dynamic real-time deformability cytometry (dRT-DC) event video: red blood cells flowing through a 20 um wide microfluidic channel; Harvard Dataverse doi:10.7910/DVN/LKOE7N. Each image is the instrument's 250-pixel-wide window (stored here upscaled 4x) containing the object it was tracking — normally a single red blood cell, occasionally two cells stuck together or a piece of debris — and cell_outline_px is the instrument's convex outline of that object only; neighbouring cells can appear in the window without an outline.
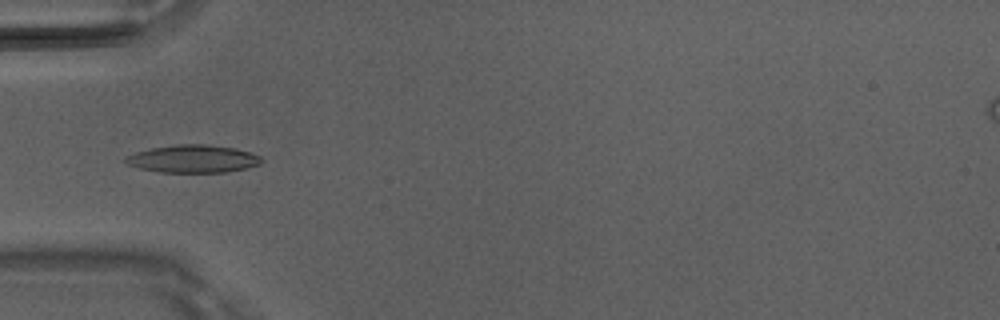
{"species": "Egyptian fruit bat (a non-hibernating species)", "species_latin": "Rousettus aegyptiacus", "temperature_condition": "room temperature", "stored_images_in_passage": 4, "camera_frame_rate_fps": 3000, "um_per_image_px": 0.085, "animal": {"sex": "male"}, "frame": {"image": 1, "passage_image": 4, "time_ms": 1.0, "image_size_px": [1000, 320], "cell_outline_px": [[264, 160], [260, 164], [228, 172], [160, 172], [140, 168], [128, 164], [124, 160], [124, 156], [136, 152], [152, 148], [176, 144], [208, 144], [236, 148], [252, 152], [260, 156]], "centroid_in_image_um": [16.43, 13.49], "position_along_channel_um": 68.6, "area_um2": 22.02}}